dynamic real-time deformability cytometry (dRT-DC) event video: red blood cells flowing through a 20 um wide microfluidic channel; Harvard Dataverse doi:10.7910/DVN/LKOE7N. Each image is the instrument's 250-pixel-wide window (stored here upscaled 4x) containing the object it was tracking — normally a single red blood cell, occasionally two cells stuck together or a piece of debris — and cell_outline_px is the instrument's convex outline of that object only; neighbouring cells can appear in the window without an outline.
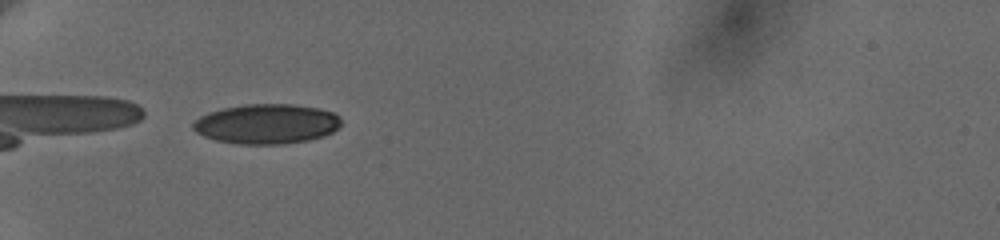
{"species": "human", "species_latin": "Homo sapiens", "temperature_condition": "cold", "stored_images_in_passage": 21, "camera_frame_rate_fps": 3000, "um_per_image_px": 0.085, "donor": {"sex": "female"}, "frame": {"image": 1, "passage_image": 1, "time_ms": 0.0, "image_size_px": [1000, 240], "cell_outline_px": [[340, 124], [332, 132], [324, 136], [308, 140], [284, 144], [236, 144], [216, 140], [204, 136], [196, 132], [192, 128], [192, 124], [200, 116], [208, 112], [224, 108], [244, 104], [292, 104], [316, 108], [332, 112], [340, 116]], "centroid_in_image_um": [22.64, 10.53], "position_along_channel_um": 62.4, "area_um2": 34.33}}
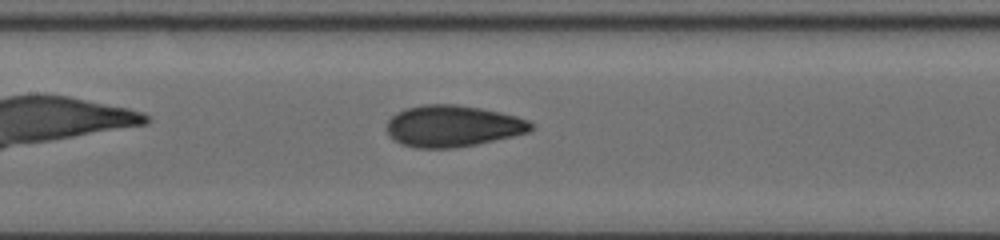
{"frame": {"image": 2, "passage_image": 13, "time_ms": 3.333, "image_size_px": [1000, 240], "cell_outline_px": [[532, 128], [528, 132], [512, 136], [476, 144], [452, 148], [416, 148], [400, 144], [392, 140], [388, 136], [388, 120], [396, 112], [404, 108], [420, 104], [456, 104], [480, 108], [500, 112], [516, 116], [528, 120], [532, 124]], "centroid_in_image_um": [38.42, 10.71], "position_along_channel_um": 169.0, "area_um2": 34.97}}
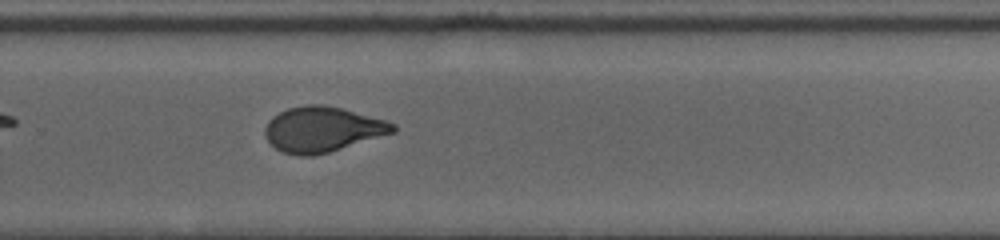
{"frame": {"image": 3, "passage_image": 21, "time_ms": 7.0, "image_size_px": [1000, 240], "cell_outline_px": [[396, 132], [328, 152], [312, 156], [300, 156], [284, 152], [276, 148], [268, 140], [264, 132], [264, 128], [268, 120], [272, 116], [288, 108], [304, 104], [324, 104], [340, 108], [384, 120], [396, 124]], "centroid_in_image_um": [27.38, 10.99], "position_along_channel_um": 302.4, "area_um2": 33.52}}